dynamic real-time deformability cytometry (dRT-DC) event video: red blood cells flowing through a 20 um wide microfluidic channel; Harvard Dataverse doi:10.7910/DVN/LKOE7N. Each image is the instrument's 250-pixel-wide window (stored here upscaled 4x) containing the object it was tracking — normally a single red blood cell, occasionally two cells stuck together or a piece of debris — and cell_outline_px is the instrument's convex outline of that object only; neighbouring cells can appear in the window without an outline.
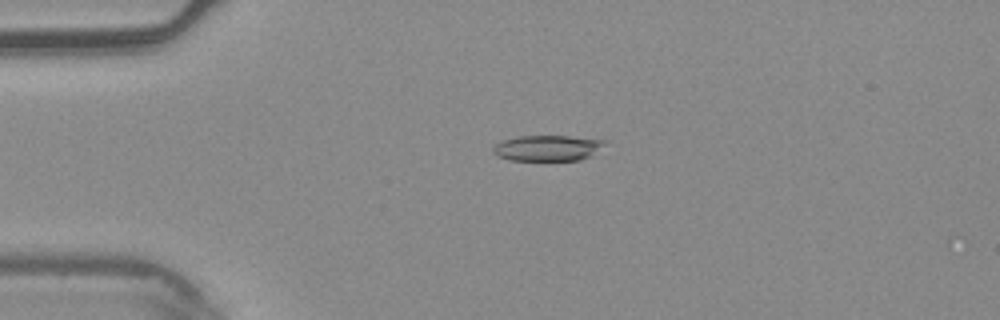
{"species": "common noctule bat (a hibernating species)", "species_latin": "Nyctalus noctula", "temperature_condition": "warm", "stored_images_in_passage": 5, "camera_frame_rate_fps": 3000, "um_per_image_px": 0.085, "animal": {"sex": "male", "body_mass_g": 20.4}, "frame": {"image": 1, "passage_image": 4, "time_ms": 1.0, "image_size_px": [1000, 320], "cell_outline_px": [[604, 144], [588, 156], [580, 160], [508, 160], [496, 156], [492, 152], [492, 148], [500, 140], [520, 136], [568, 136], [604, 140]], "centroid_in_image_um": [46.42, 12.58], "position_along_channel_um": 38.6, "area_um2": 16.53}}